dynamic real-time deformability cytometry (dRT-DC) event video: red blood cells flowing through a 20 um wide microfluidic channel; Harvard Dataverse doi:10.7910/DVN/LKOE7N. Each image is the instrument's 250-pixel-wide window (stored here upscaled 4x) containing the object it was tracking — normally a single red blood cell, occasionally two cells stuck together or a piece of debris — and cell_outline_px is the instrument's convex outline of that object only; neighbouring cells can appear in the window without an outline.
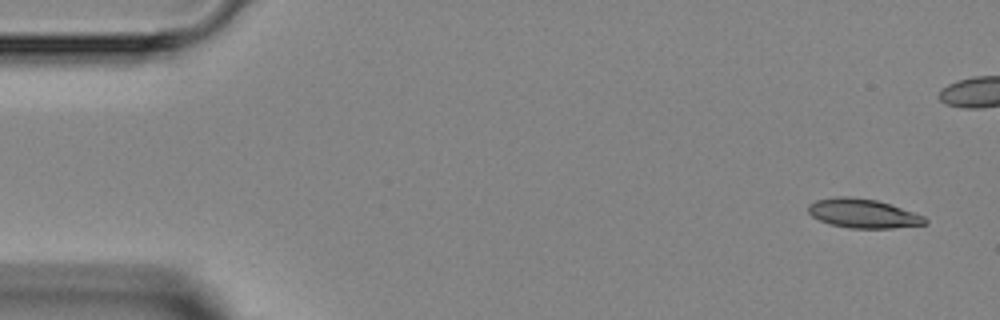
{"species": "Egyptian fruit bat (a non-hibernating species)", "species_latin": "Rousettus aegyptiacus", "temperature_condition": "room temperature", "stored_images_in_passage": 5, "camera_frame_rate_fps": 3000, "um_per_image_px": 0.085, "animal": {"sex": "female"}, "frame": {"image": 1, "passage_image": 1, "time_ms": 0.0, "image_size_px": [1000, 320], "cell_outline_px": [[928, 224], [892, 228], [848, 228], [828, 224], [812, 216], [808, 212], [808, 204], [816, 200], [836, 196], [848, 196], [876, 200], [924, 216], [928, 220]], "centroid_in_image_um": [73.33, 18.15], "position_along_channel_um": 11.7, "area_um2": 19.77}}